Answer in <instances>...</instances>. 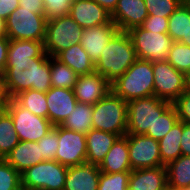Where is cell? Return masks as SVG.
<instances>
[{
	"mask_svg": "<svg viewBox=\"0 0 190 190\" xmlns=\"http://www.w3.org/2000/svg\"><path fill=\"white\" fill-rule=\"evenodd\" d=\"M19 6L38 15H45L43 0H19Z\"/></svg>",
	"mask_w": 190,
	"mask_h": 190,
	"instance_id": "cell-41",
	"label": "cell"
},
{
	"mask_svg": "<svg viewBox=\"0 0 190 190\" xmlns=\"http://www.w3.org/2000/svg\"><path fill=\"white\" fill-rule=\"evenodd\" d=\"M101 171L95 163L68 167L63 190H97Z\"/></svg>",
	"mask_w": 190,
	"mask_h": 190,
	"instance_id": "cell-19",
	"label": "cell"
},
{
	"mask_svg": "<svg viewBox=\"0 0 190 190\" xmlns=\"http://www.w3.org/2000/svg\"><path fill=\"white\" fill-rule=\"evenodd\" d=\"M4 109L11 115L19 141L38 142L54 125L47 119L31 113L13 98L8 99Z\"/></svg>",
	"mask_w": 190,
	"mask_h": 190,
	"instance_id": "cell-9",
	"label": "cell"
},
{
	"mask_svg": "<svg viewBox=\"0 0 190 190\" xmlns=\"http://www.w3.org/2000/svg\"><path fill=\"white\" fill-rule=\"evenodd\" d=\"M180 145L182 155L190 156V125L184 122Z\"/></svg>",
	"mask_w": 190,
	"mask_h": 190,
	"instance_id": "cell-43",
	"label": "cell"
},
{
	"mask_svg": "<svg viewBox=\"0 0 190 190\" xmlns=\"http://www.w3.org/2000/svg\"><path fill=\"white\" fill-rule=\"evenodd\" d=\"M9 38L0 37V72H5L7 54H8Z\"/></svg>",
	"mask_w": 190,
	"mask_h": 190,
	"instance_id": "cell-44",
	"label": "cell"
},
{
	"mask_svg": "<svg viewBox=\"0 0 190 190\" xmlns=\"http://www.w3.org/2000/svg\"><path fill=\"white\" fill-rule=\"evenodd\" d=\"M86 134L58 125V149L55 160L66 167L86 162Z\"/></svg>",
	"mask_w": 190,
	"mask_h": 190,
	"instance_id": "cell-12",
	"label": "cell"
},
{
	"mask_svg": "<svg viewBox=\"0 0 190 190\" xmlns=\"http://www.w3.org/2000/svg\"><path fill=\"white\" fill-rule=\"evenodd\" d=\"M185 2L190 6V0H186Z\"/></svg>",
	"mask_w": 190,
	"mask_h": 190,
	"instance_id": "cell-52",
	"label": "cell"
},
{
	"mask_svg": "<svg viewBox=\"0 0 190 190\" xmlns=\"http://www.w3.org/2000/svg\"><path fill=\"white\" fill-rule=\"evenodd\" d=\"M137 60L132 41L126 31H118L104 46L95 71L109 83L114 82Z\"/></svg>",
	"mask_w": 190,
	"mask_h": 190,
	"instance_id": "cell-2",
	"label": "cell"
},
{
	"mask_svg": "<svg viewBox=\"0 0 190 190\" xmlns=\"http://www.w3.org/2000/svg\"><path fill=\"white\" fill-rule=\"evenodd\" d=\"M167 186L165 166L135 169L130 173L129 190H161Z\"/></svg>",
	"mask_w": 190,
	"mask_h": 190,
	"instance_id": "cell-20",
	"label": "cell"
},
{
	"mask_svg": "<svg viewBox=\"0 0 190 190\" xmlns=\"http://www.w3.org/2000/svg\"><path fill=\"white\" fill-rule=\"evenodd\" d=\"M137 59L150 62L167 61L173 40L167 33L148 31L137 26L127 31Z\"/></svg>",
	"mask_w": 190,
	"mask_h": 190,
	"instance_id": "cell-8",
	"label": "cell"
},
{
	"mask_svg": "<svg viewBox=\"0 0 190 190\" xmlns=\"http://www.w3.org/2000/svg\"><path fill=\"white\" fill-rule=\"evenodd\" d=\"M43 42L9 39L3 73L9 99L28 89L47 92L52 87L50 56L45 52Z\"/></svg>",
	"mask_w": 190,
	"mask_h": 190,
	"instance_id": "cell-1",
	"label": "cell"
},
{
	"mask_svg": "<svg viewBox=\"0 0 190 190\" xmlns=\"http://www.w3.org/2000/svg\"><path fill=\"white\" fill-rule=\"evenodd\" d=\"M161 190H174L172 187H170L169 185L165 186L163 189Z\"/></svg>",
	"mask_w": 190,
	"mask_h": 190,
	"instance_id": "cell-50",
	"label": "cell"
},
{
	"mask_svg": "<svg viewBox=\"0 0 190 190\" xmlns=\"http://www.w3.org/2000/svg\"><path fill=\"white\" fill-rule=\"evenodd\" d=\"M5 160L20 174L39 162L45 161L41 156L40 146L35 141H19Z\"/></svg>",
	"mask_w": 190,
	"mask_h": 190,
	"instance_id": "cell-22",
	"label": "cell"
},
{
	"mask_svg": "<svg viewBox=\"0 0 190 190\" xmlns=\"http://www.w3.org/2000/svg\"><path fill=\"white\" fill-rule=\"evenodd\" d=\"M69 15L83 29L107 24L111 14L94 0H73Z\"/></svg>",
	"mask_w": 190,
	"mask_h": 190,
	"instance_id": "cell-17",
	"label": "cell"
},
{
	"mask_svg": "<svg viewBox=\"0 0 190 190\" xmlns=\"http://www.w3.org/2000/svg\"><path fill=\"white\" fill-rule=\"evenodd\" d=\"M47 19L18 6L7 18V37L11 40L44 41Z\"/></svg>",
	"mask_w": 190,
	"mask_h": 190,
	"instance_id": "cell-10",
	"label": "cell"
},
{
	"mask_svg": "<svg viewBox=\"0 0 190 190\" xmlns=\"http://www.w3.org/2000/svg\"><path fill=\"white\" fill-rule=\"evenodd\" d=\"M149 15L163 16L170 15L180 6L181 0H144Z\"/></svg>",
	"mask_w": 190,
	"mask_h": 190,
	"instance_id": "cell-36",
	"label": "cell"
},
{
	"mask_svg": "<svg viewBox=\"0 0 190 190\" xmlns=\"http://www.w3.org/2000/svg\"><path fill=\"white\" fill-rule=\"evenodd\" d=\"M111 91L126 102L153 96L152 62L137 59L123 75L111 83Z\"/></svg>",
	"mask_w": 190,
	"mask_h": 190,
	"instance_id": "cell-3",
	"label": "cell"
},
{
	"mask_svg": "<svg viewBox=\"0 0 190 190\" xmlns=\"http://www.w3.org/2000/svg\"><path fill=\"white\" fill-rule=\"evenodd\" d=\"M118 31L112 20L104 25L83 29L80 44L94 64L100 59L104 46Z\"/></svg>",
	"mask_w": 190,
	"mask_h": 190,
	"instance_id": "cell-16",
	"label": "cell"
},
{
	"mask_svg": "<svg viewBox=\"0 0 190 190\" xmlns=\"http://www.w3.org/2000/svg\"><path fill=\"white\" fill-rule=\"evenodd\" d=\"M187 86L190 89V74L187 76Z\"/></svg>",
	"mask_w": 190,
	"mask_h": 190,
	"instance_id": "cell-49",
	"label": "cell"
},
{
	"mask_svg": "<svg viewBox=\"0 0 190 190\" xmlns=\"http://www.w3.org/2000/svg\"><path fill=\"white\" fill-rule=\"evenodd\" d=\"M142 28L148 31H155L157 33H167L168 18L156 15H148L141 25Z\"/></svg>",
	"mask_w": 190,
	"mask_h": 190,
	"instance_id": "cell-40",
	"label": "cell"
},
{
	"mask_svg": "<svg viewBox=\"0 0 190 190\" xmlns=\"http://www.w3.org/2000/svg\"><path fill=\"white\" fill-rule=\"evenodd\" d=\"M19 6V0H0V17L7 20L9 15Z\"/></svg>",
	"mask_w": 190,
	"mask_h": 190,
	"instance_id": "cell-42",
	"label": "cell"
},
{
	"mask_svg": "<svg viewBox=\"0 0 190 190\" xmlns=\"http://www.w3.org/2000/svg\"><path fill=\"white\" fill-rule=\"evenodd\" d=\"M178 120L176 108L171 104L159 117H157L152 128H148L145 136L160 141Z\"/></svg>",
	"mask_w": 190,
	"mask_h": 190,
	"instance_id": "cell-32",
	"label": "cell"
},
{
	"mask_svg": "<svg viewBox=\"0 0 190 190\" xmlns=\"http://www.w3.org/2000/svg\"><path fill=\"white\" fill-rule=\"evenodd\" d=\"M118 137L116 134L91 129L86 133V162L99 165Z\"/></svg>",
	"mask_w": 190,
	"mask_h": 190,
	"instance_id": "cell-23",
	"label": "cell"
},
{
	"mask_svg": "<svg viewBox=\"0 0 190 190\" xmlns=\"http://www.w3.org/2000/svg\"><path fill=\"white\" fill-rule=\"evenodd\" d=\"M18 143L11 115L4 108L0 109V159H5Z\"/></svg>",
	"mask_w": 190,
	"mask_h": 190,
	"instance_id": "cell-30",
	"label": "cell"
},
{
	"mask_svg": "<svg viewBox=\"0 0 190 190\" xmlns=\"http://www.w3.org/2000/svg\"><path fill=\"white\" fill-rule=\"evenodd\" d=\"M13 99L31 113L48 119L46 92L28 89L20 92Z\"/></svg>",
	"mask_w": 190,
	"mask_h": 190,
	"instance_id": "cell-28",
	"label": "cell"
},
{
	"mask_svg": "<svg viewBox=\"0 0 190 190\" xmlns=\"http://www.w3.org/2000/svg\"><path fill=\"white\" fill-rule=\"evenodd\" d=\"M100 6H102L108 13L112 14L115 10L118 0H94Z\"/></svg>",
	"mask_w": 190,
	"mask_h": 190,
	"instance_id": "cell-46",
	"label": "cell"
},
{
	"mask_svg": "<svg viewBox=\"0 0 190 190\" xmlns=\"http://www.w3.org/2000/svg\"><path fill=\"white\" fill-rule=\"evenodd\" d=\"M83 28L70 15L47 20L44 50L50 57H56L71 45L80 43Z\"/></svg>",
	"mask_w": 190,
	"mask_h": 190,
	"instance_id": "cell-7",
	"label": "cell"
},
{
	"mask_svg": "<svg viewBox=\"0 0 190 190\" xmlns=\"http://www.w3.org/2000/svg\"><path fill=\"white\" fill-rule=\"evenodd\" d=\"M0 190H22L20 173L5 159H0Z\"/></svg>",
	"mask_w": 190,
	"mask_h": 190,
	"instance_id": "cell-35",
	"label": "cell"
},
{
	"mask_svg": "<svg viewBox=\"0 0 190 190\" xmlns=\"http://www.w3.org/2000/svg\"><path fill=\"white\" fill-rule=\"evenodd\" d=\"M98 166L101 172L106 173L132 171L128 150V134L116 139L113 146Z\"/></svg>",
	"mask_w": 190,
	"mask_h": 190,
	"instance_id": "cell-21",
	"label": "cell"
},
{
	"mask_svg": "<svg viewBox=\"0 0 190 190\" xmlns=\"http://www.w3.org/2000/svg\"><path fill=\"white\" fill-rule=\"evenodd\" d=\"M48 120L54 125H61L78 102L74 91L66 88L51 87L46 92Z\"/></svg>",
	"mask_w": 190,
	"mask_h": 190,
	"instance_id": "cell-18",
	"label": "cell"
},
{
	"mask_svg": "<svg viewBox=\"0 0 190 190\" xmlns=\"http://www.w3.org/2000/svg\"><path fill=\"white\" fill-rule=\"evenodd\" d=\"M0 37H7L6 19L0 17Z\"/></svg>",
	"mask_w": 190,
	"mask_h": 190,
	"instance_id": "cell-47",
	"label": "cell"
},
{
	"mask_svg": "<svg viewBox=\"0 0 190 190\" xmlns=\"http://www.w3.org/2000/svg\"><path fill=\"white\" fill-rule=\"evenodd\" d=\"M190 27V6L182 2L180 6L168 18L167 34L173 42H179L186 36Z\"/></svg>",
	"mask_w": 190,
	"mask_h": 190,
	"instance_id": "cell-29",
	"label": "cell"
},
{
	"mask_svg": "<svg viewBox=\"0 0 190 190\" xmlns=\"http://www.w3.org/2000/svg\"><path fill=\"white\" fill-rule=\"evenodd\" d=\"M56 58L79 76L95 71V64L80 43L71 45L68 49L61 51Z\"/></svg>",
	"mask_w": 190,
	"mask_h": 190,
	"instance_id": "cell-24",
	"label": "cell"
},
{
	"mask_svg": "<svg viewBox=\"0 0 190 190\" xmlns=\"http://www.w3.org/2000/svg\"><path fill=\"white\" fill-rule=\"evenodd\" d=\"M148 15L144 0H118L111 20L119 31L127 32L131 28L141 26Z\"/></svg>",
	"mask_w": 190,
	"mask_h": 190,
	"instance_id": "cell-15",
	"label": "cell"
},
{
	"mask_svg": "<svg viewBox=\"0 0 190 190\" xmlns=\"http://www.w3.org/2000/svg\"><path fill=\"white\" fill-rule=\"evenodd\" d=\"M131 169L165 166L161 161L159 141L145 135L128 134Z\"/></svg>",
	"mask_w": 190,
	"mask_h": 190,
	"instance_id": "cell-13",
	"label": "cell"
},
{
	"mask_svg": "<svg viewBox=\"0 0 190 190\" xmlns=\"http://www.w3.org/2000/svg\"><path fill=\"white\" fill-rule=\"evenodd\" d=\"M37 145L40 146L41 156L44 160H55L58 149V125L42 137Z\"/></svg>",
	"mask_w": 190,
	"mask_h": 190,
	"instance_id": "cell-37",
	"label": "cell"
},
{
	"mask_svg": "<svg viewBox=\"0 0 190 190\" xmlns=\"http://www.w3.org/2000/svg\"><path fill=\"white\" fill-rule=\"evenodd\" d=\"M131 171L120 173L101 172L97 190H128Z\"/></svg>",
	"mask_w": 190,
	"mask_h": 190,
	"instance_id": "cell-34",
	"label": "cell"
},
{
	"mask_svg": "<svg viewBox=\"0 0 190 190\" xmlns=\"http://www.w3.org/2000/svg\"><path fill=\"white\" fill-rule=\"evenodd\" d=\"M167 185L174 190L190 186V156L181 155L166 166Z\"/></svg>",
	"mask_w": 190,
	"mask_h": 190,
	"instance_id": "cell-26",
	"label": "cell"
},
{
	"mask_svg": "<svg viewBox=\"0 0 190 190\" xmlns=\"http://www.w3.org/2000/svg\"><path fill=\"white\" fill-rule=\"evenodd\" d=\"M68 167L56 160H45L23 171L22 190H63Z\"/></svg>",
	"mask_w": 190,
	"mask_h": 190,
	"instance_id": "cell-6",
	"label": "cell"
},
{
	"mask_svg": "<svg viewBox=\"0 0 190 190\" xmlns=\"http://www.w3.org/2000/svg\"><path fill=\"white\" fill-rule=\"evenodd\" d=\"M51 86L73 90L77 75L70 67L59 61L56 57H50Z\"/></svg>",
	"mask_w": 190,
	"mask_h": 190,
	"instance_id": "cell-31",
	"label": "cell"
},
{
	"mask_svg": "<svg viewBox=\"0 0 190 190\" xmlns=\"http://www.w3.org/2000/svg\"><path fill=\"white\" fill-rule=\"evenodd\" d=\"M8 96L5 90L4 74L0 72V109H3L8 101Z\"/></svg>",
	"mask_w": 190,
	"mask_h": 190,
	"instance_id": "cell-45",
	"label": "cell"
},
{
	"mask_svg": "<svg viewBox=\"0 0 190 190\" xmlns=\"http://www.w3.org/2000/svg\"><path fill=\"white\" fill-rule=\"evenodd\" d=\"M73 0H43L44 14L47 20L69 15Z\"/></svg>",
	"mask_w": 190,
	"mask_h": 190,
	"instance_id": "cell-38",
	"label": "cell"
},
{
	"mask_svg": "<svg viewBox=\"0 0 190 190\" xmlns=\"http://www.w3.org/2000/svg\"><path fill=\"white\" fill-rule=\"evenodd\" d=\"M92 116L93 105L77 102L73 111L60 126L86 134L92 129Z\"/></svg>",
	"mask_w": 190,
	"mask_h": 190,
	"instance_id": "cell-27",
	"label": "cell"
},
{
	"mask_svg": "<svg viewBox=\"0 0 190 190\" xmlns=\"http://www.w3.org/2000/svg\"><path fill=\"white\" fill-rule=\"evenodd\" d=\"M179 190H190V187L189 186L188 187H184V188H181Z\"/></svg>",
	"mask_w": 190,
	"mask_h": 190,
	"instance_id": "cell-51",
	"label": "cell"
},
{
	"mask_svg": "<svg viewBox=\"0 0 190 190\" xmlns=\"http://www.w3.org/2000/svg\"><path fill=\"white\" fill-rule=\"evenodd\" d=\"M167 61L176 70L188 76L190 74V47L181 42H173Z\"/></svg>",
	"mask_w": 190,
	"mask_h": 190,
	"instance_id": "cell-33",
	"label": "cell"
},
{
	"mask_svg": "<svg viewBox=\"0 0 190 190\" xmlns=\"http://www.w3.org/2000/svg\"><path fill=\"white\" fill-rule=\"evenodd\" d=\"M179 121L190 125V89H186L173 103Z\"/></svg>",
	"mask_w": 190,
	"mask_h": 190,
	"instance_id": "cell-39",
	"label": "cell"
},
{
	"mask_svg": "<svg viewBox=\"0 0 190 190\" xmlns=\"http://www.w3.org/2000/svg\"><path fill=\"white\" fill-rule=\"evenodd\" d=\"M179 42L190 47V27H189V30L187 31L186 36H183Z\"/></svg>",
	"mask_w": 190,
	"mask_h": 190,
	"instance_id": "cell-48",
	"label": "cell"
},
{
	"mask_svg": "<svg viewBox=\"0 0 190 190\" xmlns=\"http://www.w3.org/2000/svg\"><path fill=\"white\" fill-rule=\"evenodd\" d=\"M182 133L183 122L178 120L171 130L159 141L161 161L165 166L182 155L180 145Z\"/></svg>",
	"mask_w": 190,
	"mask_h": 190,
	"instance_id": "cell-25",
	"label": "cell"
},
{
	"mask_svg": "<svg viewBox=\"0 0 190 190\" xmlns=\"http://www.w3.org/2000/svg\"><path fill=\"white\" fill-rule=\"evenodd\" d=\"M172 103L156 96L137 98L127 102V134L145 135Z\"/></svg>",
	"mask_w": 190,
	"mask_h": 190,
	"instance_id": "cell-5",
	"label": "cell"
},
{
	"mask_svg": "<svg viewBox=\"0 0 190 190\" xmlns=\"http://www.w3.org/2000/svg\"><path fill=\"white\" fill-rule=\"evenodd\" d=\"M92 129L116 134H127V102L110 91L93 104Z\"/></svg>",
	"mask_w": 190,
	"mask_h": 190,
	"instance_id": "cell-4",
	"label": "cell"
},
{
	"mask_svg": "<svg viewBox=\"0 0 190 190\" xmlns=\"http://www.w3.org/2000/svg\"><path fill=\"white\" fill-rule=\"evenodd\" d=\"M73 91L78 102L93 105L111 91V83L94 71L78 76Z\"/></svg>",
	"mask_w": 190,
	"mask_h": 190,
	"instance_id": "cell-14",
	"label": "cell"
},
{
	"mask_svg": "<svg viewBox=\"0 0 190 190\" xmlns=\"http://www.w3.org/2000/svg\"><path fill=\"white\" fill-rule=\"evenodd\" d=\"M154 96L173 103L187 88V76L168 61L153 62Z\"/></svg>",
	"mask_w": 190,
	"mask_h": 190,
	"instance_id": "cell-11",
	"label": "cell"
}]
</instances>
